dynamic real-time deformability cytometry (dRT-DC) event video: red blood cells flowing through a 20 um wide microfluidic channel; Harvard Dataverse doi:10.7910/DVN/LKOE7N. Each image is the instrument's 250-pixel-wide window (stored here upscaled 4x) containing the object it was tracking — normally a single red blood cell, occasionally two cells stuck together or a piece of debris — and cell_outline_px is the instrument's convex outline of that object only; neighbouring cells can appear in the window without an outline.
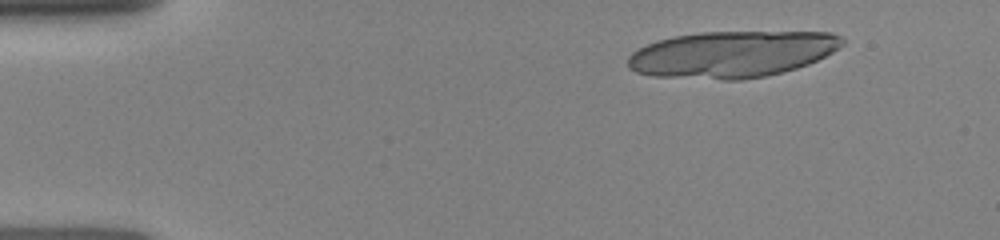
{"species": "human", "species_latin": "Homo sapiens", "temperature_condition": "room temperature", "stored_images_in_passage": 19, "camera_frame_rate_fps": 3000, "um_per_image_px": 0.085, "donor": {"sex": "female"}, "frame": {"image": 1, "passage_image": 3, "time_ms": 1.333, "image_size_px": [1000, 240], "cell_outline_px": [[844, 44], [832, 52], [808, 64], [796, 68], [764, 76], [740, 80], [724, 80], [652, 76], [636, 72], [628, 68], [628, 56], [632, 52], [656, 40], [676, 36], [700, 32], [832, 32], [840, 36], [844, 40]], "centroid_in_image_um": [62.19, 4.61], "position_along_channel_um": 22.8, "area_um2": 58.03}}
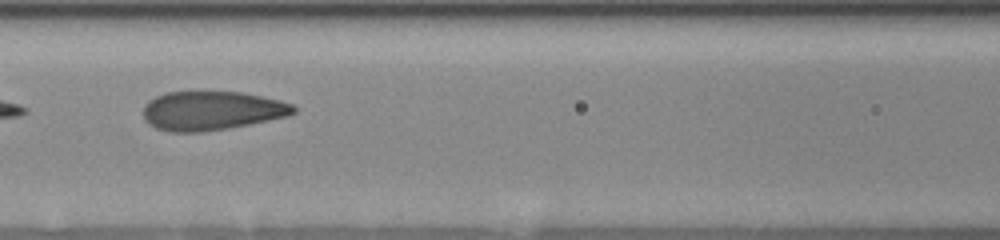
{"frame": {"image": 2, "passage_image": 12, "time_ms": 6.667, "image_size_px": [1000, 240], "cell_outline_px": [[296, 112], [288, 116], [228, 128], [200, 132], [168, 132], [156, 128], [148, 124], [144, 120], [144, 104], [148, 100], [156, 96], [168, 92], [240, 92], [280, 100], [292, 104], [296, 108]], "centroid_in_image_um": [17.96, 9.41], "position_along_channel_um": 148.6, "area_um2": 34.1}}
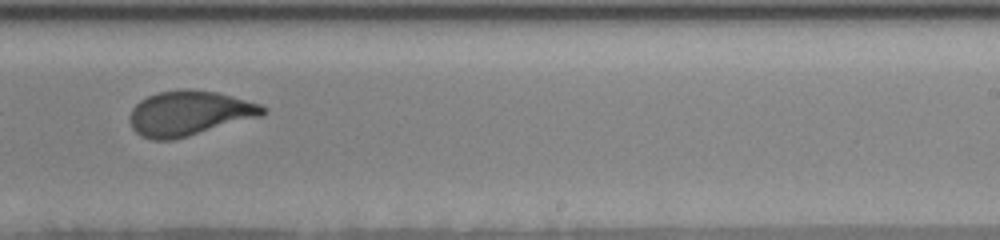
{"frame": {"image": 3, "passage_image": 18, "time_ms": 9.667, "image_size_px": [1000, 240], "cell_outline_px": [[268, 112], [264, 116], [188, 136], [172, 140], [152, 140], [140, 136], [132, 128], [128, 120], [128, 116], [132, 108], [140, 100], [156, 92], [184, 88], [188, 88], [216, 92], [232, 96], [260, 104], [268, 108]], "centroid_in_image_um": [16.09, 9.62], "position_along_channel_um": 272.9, "area_um2": 35.32}}